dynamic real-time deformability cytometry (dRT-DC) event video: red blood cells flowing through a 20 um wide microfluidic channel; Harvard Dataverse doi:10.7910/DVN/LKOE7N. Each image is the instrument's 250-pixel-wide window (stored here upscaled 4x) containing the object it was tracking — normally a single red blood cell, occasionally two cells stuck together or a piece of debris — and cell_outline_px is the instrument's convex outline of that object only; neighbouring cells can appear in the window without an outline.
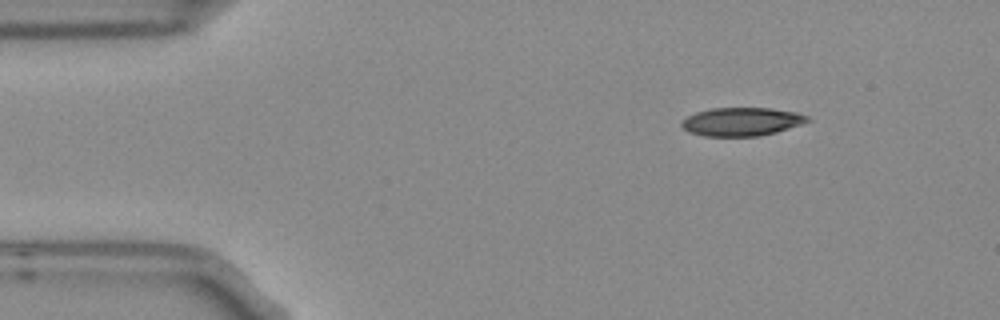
{"species": "Egyptian fruit bat (a non-hibernating species)", "species_latin": "Rousettus aegyptiacus", "temperature_condition": "room temperature", "stored_images_in_passage": 4, "segment_of_instrument_passage": [2, 2], "camera_frame_rate_fps": 3000, "um_per_image_px": 0.085, "frame": {"image": 1, "passage_image": 4, "time_ms": 1.0, "image_size_px": [1000, 320], "cell_outline_px": [[812, 120], [776, 132], [760, 136], [704, 136], [688, 132], [680, 124], [688, 116], [696, 112], [712, 108], [772, 108], [796, 112], [808, 116]], "centroid_in_image_um": [63.05, 10.34], "position_along_channel_um": 22.0, "area_um2": 20.75}}